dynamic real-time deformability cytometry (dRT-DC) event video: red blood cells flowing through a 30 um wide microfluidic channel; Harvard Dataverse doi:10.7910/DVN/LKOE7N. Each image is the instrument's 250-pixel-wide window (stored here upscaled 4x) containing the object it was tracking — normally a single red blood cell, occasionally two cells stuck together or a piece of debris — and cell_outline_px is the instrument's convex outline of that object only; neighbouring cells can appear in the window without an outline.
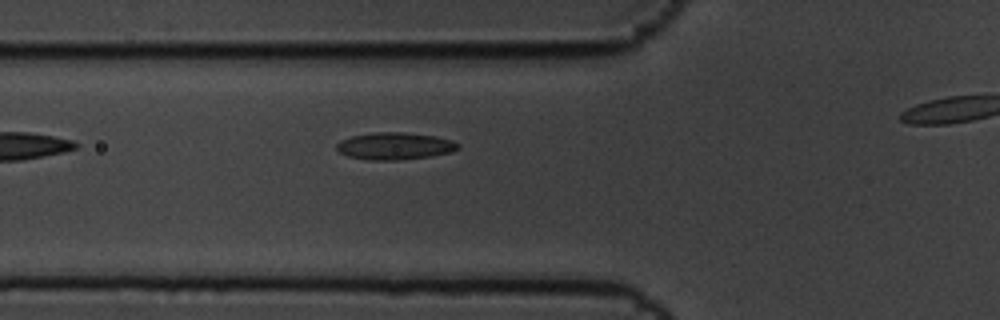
{"species": "common noctule bat (a hibernating species)", "species_latin": "Nyctalus noctula", "temperature_condition": "cold", "stored_images_in_passage": 6, "segment_of_instrument_passage": [1, 2], "camera_frame_rate_fps": 3000, "um_per_image_px": 0.085, "animal": {"sex": "male", "body_mass_g": 19.5, "forearm_length_mm": 54.6}, "frame": {"image": 1, "passage_image": 5, "time_ms": 1.333, "image_size_px": [1000, 320], "cell_outline_px": [[460, 148], [452, 152], [432, 156], [396, 160], [372, 160], [348, 156], [340, 152], [336, 148], [336, 144], [340, 140], [352, 136], [376, 132], [404, 132], [436, 136], [452, 140], [460, 144]], "centroid_in_image_um": [33.59, 12.41], "position_along_channel_um": 92.2, "area_um2": 19.25}}